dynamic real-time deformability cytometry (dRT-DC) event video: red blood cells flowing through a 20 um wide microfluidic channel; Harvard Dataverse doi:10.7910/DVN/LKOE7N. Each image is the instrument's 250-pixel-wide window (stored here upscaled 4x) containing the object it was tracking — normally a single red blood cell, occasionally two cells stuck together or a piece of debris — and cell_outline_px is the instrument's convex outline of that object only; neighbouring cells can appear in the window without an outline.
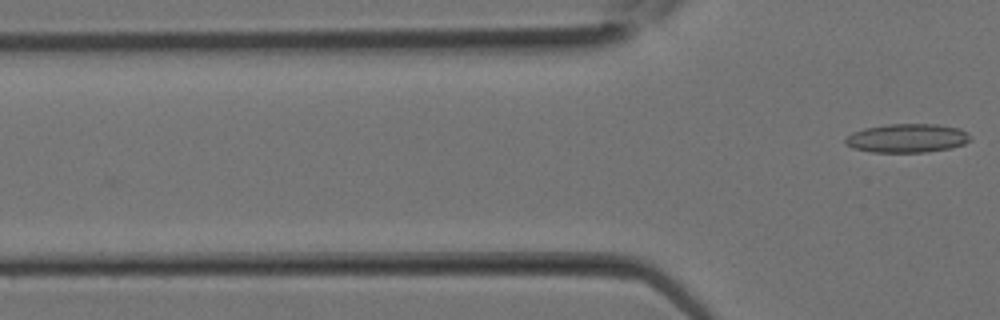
{"species": "Egyptian fruit bat (a non-hibernating species)", "species_latin": "Rousettus aegyptiacus", "temperature_condition": "room temperature", "stored_images_in_passage": 8, "camera_frame_rate_fps": 3000, "um_per_image_px": 0.085, "animal": {"sex": "female"}, "frame": {"image": 1, "passage_image": 8, "time_ms": 2.333, "image_size_px": [1000, 320], "cell_outline_px": [[972, 140], [964, 144], [948, 148], [928, 152], [872, 152], [852, 148], [844, 144], [844, 140], [852, 132], [864, 128], [888, 124], [936, 124], [960, 128], [968, 132], [972, 136]], "centroid_in_image_um": [77.12, 11.74], "position_along_channel_um": 48.7, "area_um2": 21.15}}